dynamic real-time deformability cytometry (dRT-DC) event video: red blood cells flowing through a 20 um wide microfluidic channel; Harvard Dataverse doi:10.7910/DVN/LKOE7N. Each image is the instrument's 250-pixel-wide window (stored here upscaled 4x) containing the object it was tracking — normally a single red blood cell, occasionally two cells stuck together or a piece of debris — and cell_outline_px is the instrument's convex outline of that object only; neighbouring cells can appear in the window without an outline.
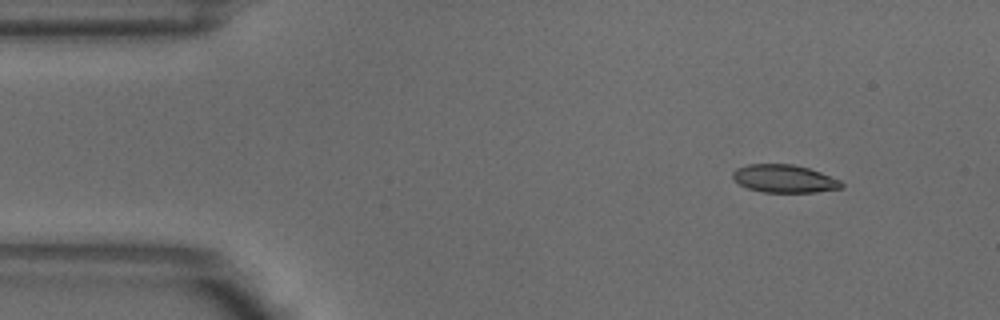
{"species": "common noctule bat (a hibernating species)", "species_latin": "Nyctalus noctula", "temperature_condition": "warm", "stored_images_in_passage": 4, "camera_frame_rate_fps": 3000, "um_per_image_px": 0.085, "animal": {"sex": "male", "body_mass_g": 18.8}, "frame": {"image": 1, "passage_image": 1, "time_ms": 0.0, "image_size_px": [1000, 320], "cell_outline_px": [[844, 188], [816, 192], [764, 192], [748, 188], [740, 184], [732, 176], [732, 172], [736, 168], [748, 164], [792, 164], [808, 168], [820, 172], [840, 180], [844, 184]], "centroid_in_image_um": [66.68, 15.19], "position_along_channel_um": 18.3, "area_um2": 17.63}}
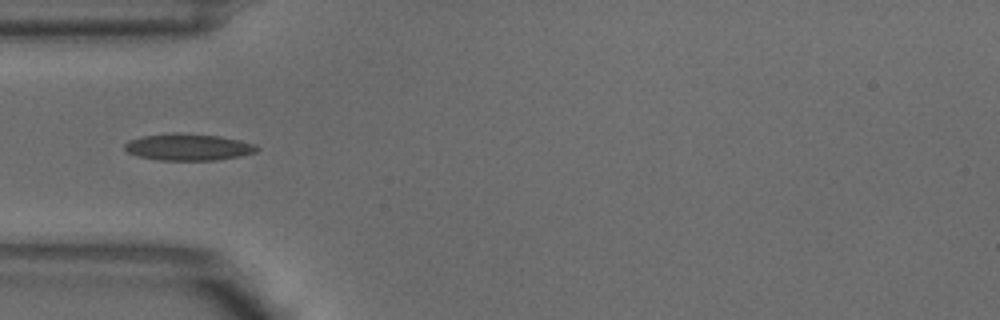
{"frame": {"image": 2, "passage_image": 4, "time_ms": 1.0, "image_size_px": [1000, 320], "cell_outline_px": [[260, 148], [256, 152], [240, 156], [216, 160], [160, 160], [140, 156], [128, 152], [124, 148], [124, 144], [128, 140], [144, 136], [172, 132], [180, 132], [220, 136], [240, 140], [256, 144]], "centroid_in_image_um": [16.03, 12.49], "position_along_channel_um": 69.0, "area_um2": 20.69}}